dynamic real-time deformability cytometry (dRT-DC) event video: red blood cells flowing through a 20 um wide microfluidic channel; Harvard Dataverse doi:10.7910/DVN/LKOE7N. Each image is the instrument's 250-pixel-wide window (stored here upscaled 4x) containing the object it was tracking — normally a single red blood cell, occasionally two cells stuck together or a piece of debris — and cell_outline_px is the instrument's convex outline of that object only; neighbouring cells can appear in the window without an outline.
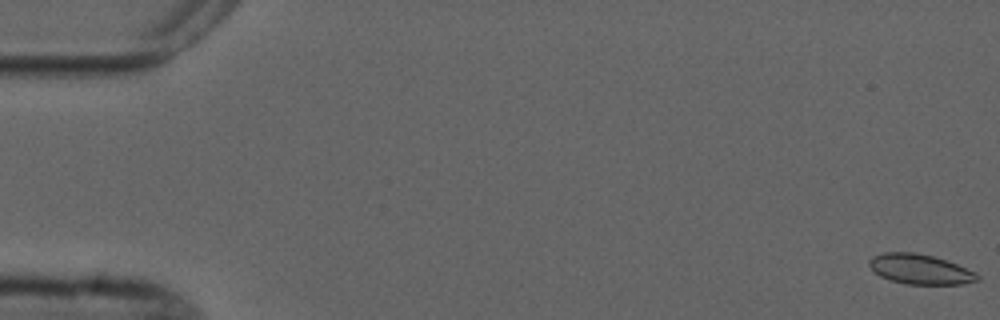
{"species": "common noctule bat (a hibernating species)", "species_latin": "Nyctalus noctula", "temperature_condition": "cold", "stored_images_in_passage": 6, "camera_frame_rate_fps": 3000, "um_per_image_px": 0.085, "animal": {"sex": "male", "forearm_length_mm": 52.5}, "frame": {"image": 1, "passage_image": 1, "time_ms": 0.0, "image_size_px": [1000, 320], "cell_outline_px": [[980, 280], [964, 284], [908, 284], [892, 280], [880, 276], [868, 264], [868, 260], [872, 256], [884, 252], [916, 252], [932, 256], [956, 264], [976, 272], [980, 276]], "centroid_in_image_um": [78.22, 22.88], "position_along_channel_um": 6.8, "area_um2": 18.79}}
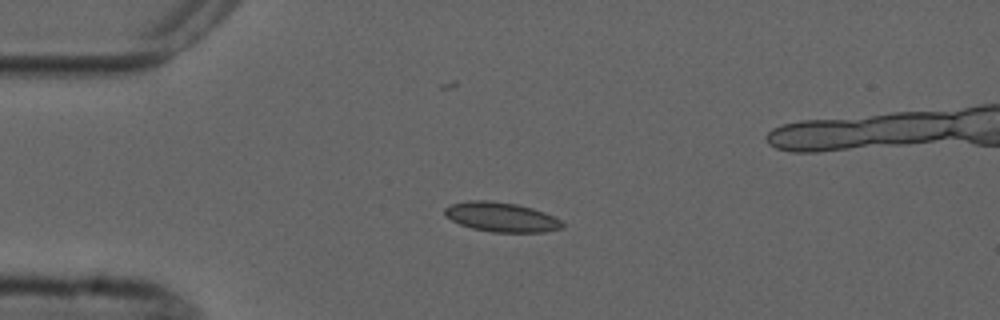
{"frame": {"image": 2, "passage_image": 4, "time_ms": 4.333, "image_size_px": [1000, 320], "cell_outline_px": [[564, 228], [544, 232], [492, 232], [472, 228], [460, 224], [444, 216], [444, 208], [452, 204], [468, 200], [488, 200], [516, 204], [532, 208], [544, 212], [560, 220], [564, 224]], "centroid_in_image_um": [42.6, 18.45], "position_along_channel_um": 42.4, "area_um2": 20.23}}